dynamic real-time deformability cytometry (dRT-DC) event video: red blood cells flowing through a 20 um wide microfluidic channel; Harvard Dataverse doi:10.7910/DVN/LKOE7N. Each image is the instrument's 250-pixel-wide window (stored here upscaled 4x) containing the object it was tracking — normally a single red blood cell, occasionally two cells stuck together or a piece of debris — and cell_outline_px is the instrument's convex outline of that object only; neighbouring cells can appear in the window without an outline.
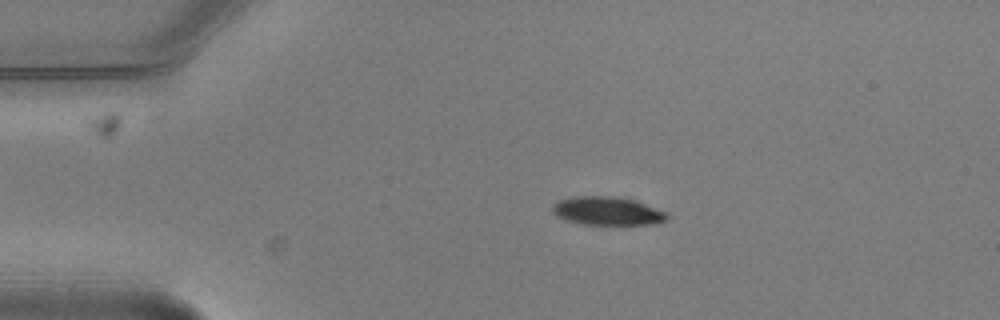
{"species": "common noctule bat (a hibernating species)", "species_latin": "Nyctalus noctula", "temperature_condition": "warm", "stored_images_in_passage": 5, "camera_frame_rate_fps": 3000, "um_per_image_px": 0.085, "animal": {"sex": "male", "body_mass_g": 20.5, "forearm_length_mm": 52.5}, "frame": {"image": 1, "passage_image": 2, "time_ms": 0.333, "image_size_px": [1000, 320], "cell_outline_px": [[672, 216], [668, 220], [656, 224], [584, 224], [564, 220], [556, 216], [552, 212], [552, 204], [556, 200], [572, 196], [612, 196], [632, 200], [668, 212]], "centroid_in_image_um": [51.61, 17.93], "position_along_channel_um": 33.4, "area_um2": 19.19}}
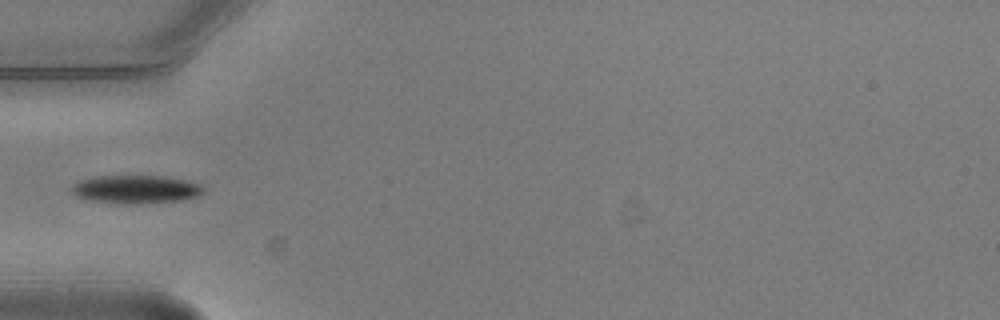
{"frame": {"image": 2, "passage_image": 4, "time_ms": 1.0, "image_size_px": [1000, 320], "cell_outline_px": [[204, 192], [200, 196], [184, 200], [136, 204], [120, 204], [88, 200], [76, 196], [68, 188], [72, 184], [80, 180], [92, 176], [164, 176], [188, 180], [200, 184], [204, 188]], "centroid_in_image_um": [11.54, 16.09], "position_along_channel_um": 73.5, "area_um2": 22.2}}
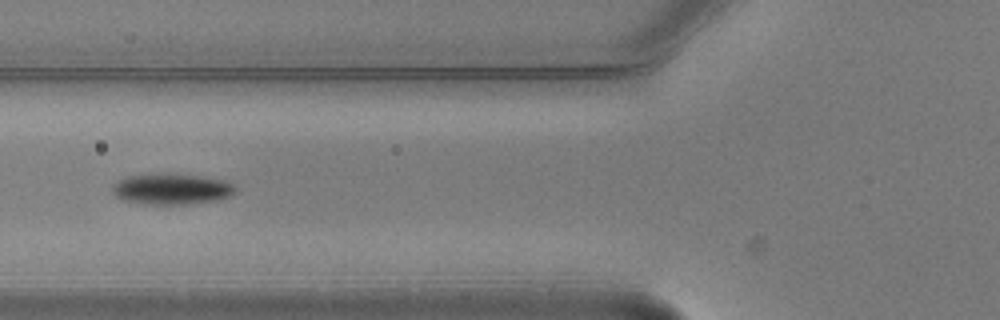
{"frame": {"image": 3, "passage_image": 5, "time_ms": 1.333, "image_size_px": [1000, 320], "cell_outline_px": [[236, 192], [232, 196], [220, 200], [188, 204], [144, 204], [124, 200], [116, 196], [112, 192], [112, 184], [116, 180], [128, 176], [164, 172], [200, 176], [224, 180], [232, 184], [236, 188]], "centroid_in_image_um": [14.59, 16.06], "position_along_channel_um": 111.2, "area_um2": 22.6}}